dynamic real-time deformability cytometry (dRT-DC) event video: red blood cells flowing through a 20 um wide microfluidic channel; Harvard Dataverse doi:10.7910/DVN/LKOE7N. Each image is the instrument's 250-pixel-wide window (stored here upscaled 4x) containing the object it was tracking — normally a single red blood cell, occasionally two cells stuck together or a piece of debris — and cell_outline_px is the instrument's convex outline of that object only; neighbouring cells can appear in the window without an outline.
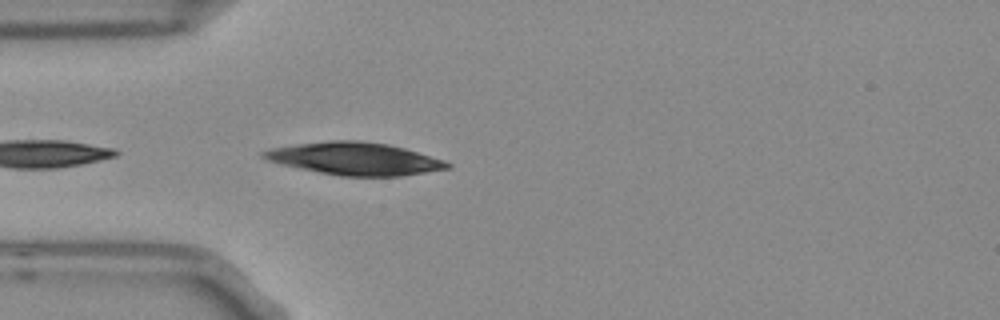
{"species": "Egyptian fruit bat (a non-hibernating species)", "species_latin": "Rousettus aegyptiacus", "temperature_condition": "room temperature", "stored_images_in_passage": 4, "camera_frame_rate_fps": 3000, "um_per_image_px": 0.085, "frame": {"image": 1, "passage_image": 4, "time_ms": 1.0, "image_size_px": [1000, 320], "cell_outline_px": [[452, 168], [400, 176], [340, 176], [280, 164], [268, 160], [260, 156], [260, 152], [268, 148], [292, 144], [328, 140], [360, 140], [388, 144], [404, 148], [444, 160], [452, 164]], "centroid_in_image_um": [30.12, 13.47], "position_along_channel_um": 54.9, "area_um2": 35.03}}